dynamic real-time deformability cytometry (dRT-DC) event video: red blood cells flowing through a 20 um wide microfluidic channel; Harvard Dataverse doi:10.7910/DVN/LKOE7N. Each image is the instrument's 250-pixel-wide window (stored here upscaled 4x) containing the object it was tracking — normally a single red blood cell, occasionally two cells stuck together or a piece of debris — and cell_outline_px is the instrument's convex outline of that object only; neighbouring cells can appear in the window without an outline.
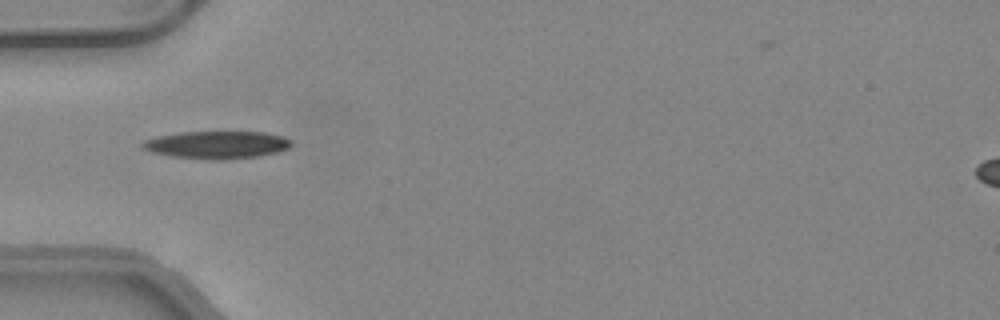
{"species": "common noctule bat (a hibernating species)", "species_latin": "Nyctalus noctula", "temperature_condition": "warm", "stored_images_in_passage": 7, "camera_frame_rate_fps": 3000, "um_per_image_px": 0.085, "animal": {"sex": "female", "body_mass_g": 24.6, "forearm_length_mm": 56.2}, "frame": {"image": 1, "passage_image": 2, "time_ms": 0.333, "image_size_px": [1000, 320], "cell_outline_px": [[292, 144], [288, 148], [280, 152], [260, 156], [220, 160], [172, 156], [152, 152], [140, 148], [140, 144], [144, 140], [160, 136], [180, 132], [264, 132], [280, 136], [292, 140]], "centroid_in_image_um": [18.44, 12.31], "position_along_channel_um": 66.6, "area_um2": 23.87}}
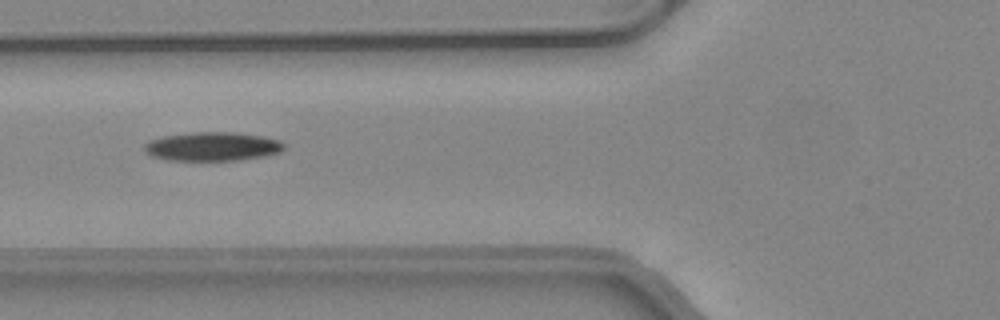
{"frame": {"image": 2, "passage_image": 5, "time_ms": 1.333, "image_size_px": [1000, 320], "cell_outline_px": [[284, 148], [280, 152], [264, 156], [236, 160], [168, 160], [152, 156], [144, 152], [144, 144], [148, 140], [164, 136], [192, 132], [236, 132], [264, 136], [280, 140], [284, 144]], "centroid_in_image_um": [18.04, 12.44], "position_along_channel_um": 107.8, "area_um2": 23.58}}